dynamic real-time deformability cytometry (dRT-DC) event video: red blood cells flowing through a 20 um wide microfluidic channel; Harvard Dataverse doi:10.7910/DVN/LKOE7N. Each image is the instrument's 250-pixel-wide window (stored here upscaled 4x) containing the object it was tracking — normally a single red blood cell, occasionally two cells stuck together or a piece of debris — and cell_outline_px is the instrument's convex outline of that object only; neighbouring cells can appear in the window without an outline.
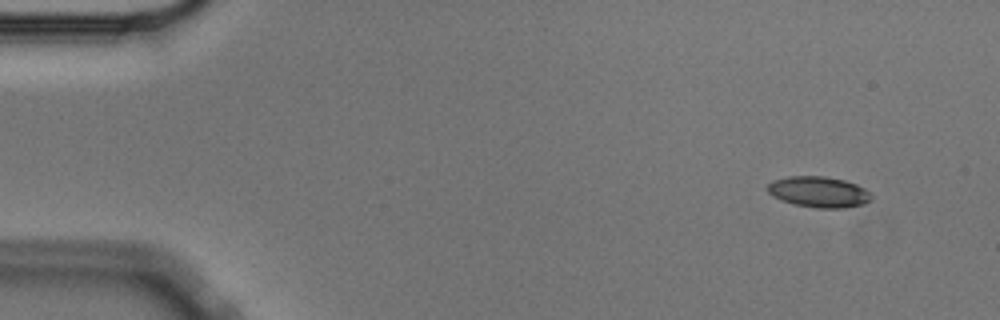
{"species": "Egyptian fruit bat (a non-hibernating species)", "species_latin": "Rousettus aegyptiacus", "temperature_condition": "cold", "stored_images_in_passage": 53, "camera_frame_rate_fps": 3000, "um_per_image_px": 0.085, "animal": {"sex": "male"}, "frame": {"image": 1, "passage_image": 2, "time_ms": 0.333, "image_size_px": [1000, 320], "cell_outline_px": [[872, 200], [864, 204], [844, 208], [816, 208], [792, 204], [780, 200], [772, 196], [764, 188], [772, 180], [788, 176], [824, 176], [844, 180], [856, 184], [864, 188], [872, 196]], "centroid_in_image_um": [69.55, 16.32], "position_along_channel_um": 15.4, "area_um2": 18.96}}
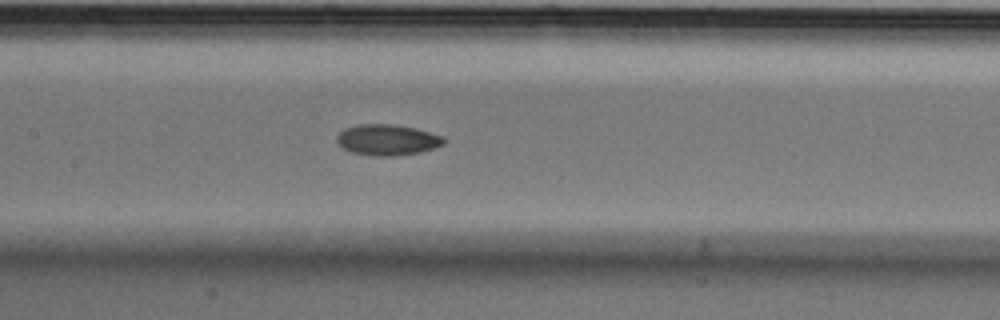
{"frame": {"image": 2, "passage_image": 24, "time_ms": 7.667, "image_size_px": [1000, 320], "cell_outline_px": [[444, 144], [436, 148], [420, 152], [392, 156], [376, 156], [352, 152], [336, 144], [336, 136], [344, 128], [356, 124], [392, 124], [416, 128], [444, 136]], "centroid_in_image_um": [32.91, 11.88], "position_along_channel_um": 174.5, "area_um2": 19.42}}
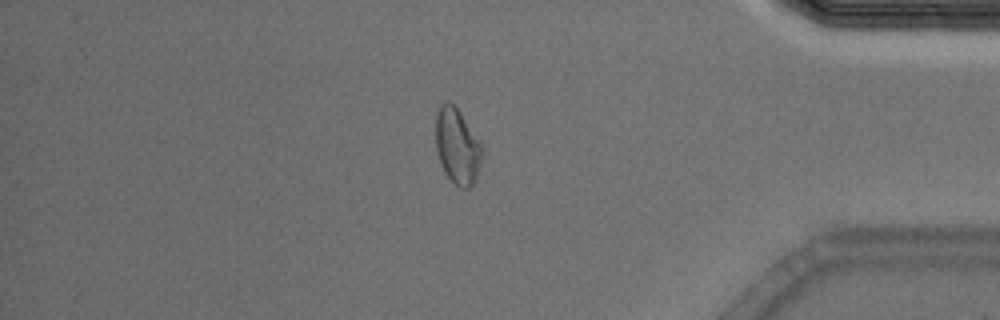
{"frame": {"image": 3, "passage_image": 45, "time_ms": 14.667, "image_size_px": [1000, 320], "cell_outline_px": [[484, 152], [476, 176], [472, 184], [468, 188], [460, 188], [444, 172], [436, 148], [436, 116], [440, 104], [444, 100], [448, 100], [460, 112], [480, 140]], "centroid_in_image_um": [38.88, 12.39], "position_along_channel_um": 396.3, "area_um2": 20.35}, "authors_computed_cell_mechanics": {"area_um2": 19.0162, "velocity_mm_per_s": 3.5796, "shape_relaxation_time_tau1_ms": 3.9884, "shape_relaxation_time_tau2_ms": 5.0726, "deformation_change_tau1": 0.0885, "deformation_change_tau2": 0.0946}}